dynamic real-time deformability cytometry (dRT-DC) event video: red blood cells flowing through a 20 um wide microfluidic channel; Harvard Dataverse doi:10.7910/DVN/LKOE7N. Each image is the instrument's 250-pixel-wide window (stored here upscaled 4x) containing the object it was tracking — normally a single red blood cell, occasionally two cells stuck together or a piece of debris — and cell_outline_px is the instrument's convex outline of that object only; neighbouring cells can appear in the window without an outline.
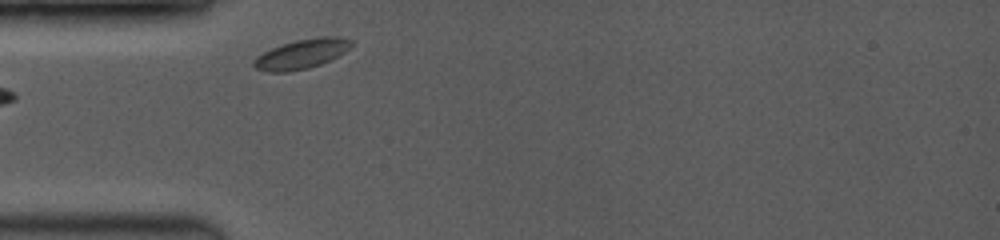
{"species": "common noctule bat (a hibernating species)", "species_latin": "Nyctalus noctula", "temperature_condition": "room temperature", "stored_images_in_passage": 3, "camera_frame_rate_fps": 3500, "um_per_image_px": 0.085, "animal": {"sex": "female", "body_mass_g": 19.0, "forearm_length_mm": 53.3}, "frame": {"image": 1, "passage_image": 1, "time_ms": 0.0, "image_size_px": [1000, 240], "cell_outline_px": [[352, 44], [344, 52], [320, 64], [308, 68], [288, 72], [268, 72], [256, 68], [252, 64], [252, 60], [256, 56], [280, 44], [296, 40], [320, 36], [340, 36], [352, 40]], "centroid_in_image_um": [25.6, 4.58], "position_along_channel_um": 59.4, "area_um2": 16.76}}
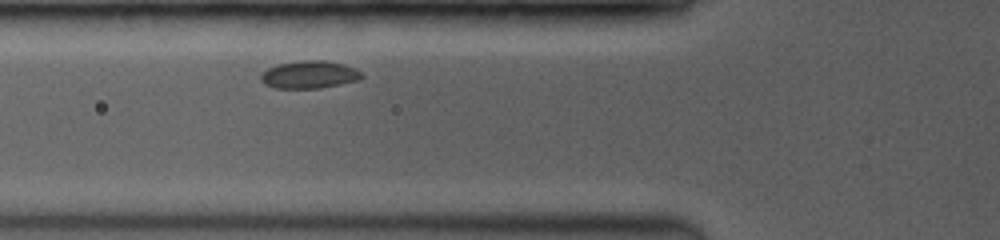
{"frame": {"image": 2, "passage_image": 3, "time_ms": 1.143, "image_size_px": [1000, 240], "cell_outline_px": [[364, 76], [360, 80], [320, 88], [276, 88], [264, 84], [260, 80], [260, 76], [268, 68], [276, 64], [300, 60], [324, 60], [344, 64], [356, 68]], "centroid_in_image_um": [26.3, 6.33], "position_along_channel_um": 99.5, "area_um2": 16.36}}